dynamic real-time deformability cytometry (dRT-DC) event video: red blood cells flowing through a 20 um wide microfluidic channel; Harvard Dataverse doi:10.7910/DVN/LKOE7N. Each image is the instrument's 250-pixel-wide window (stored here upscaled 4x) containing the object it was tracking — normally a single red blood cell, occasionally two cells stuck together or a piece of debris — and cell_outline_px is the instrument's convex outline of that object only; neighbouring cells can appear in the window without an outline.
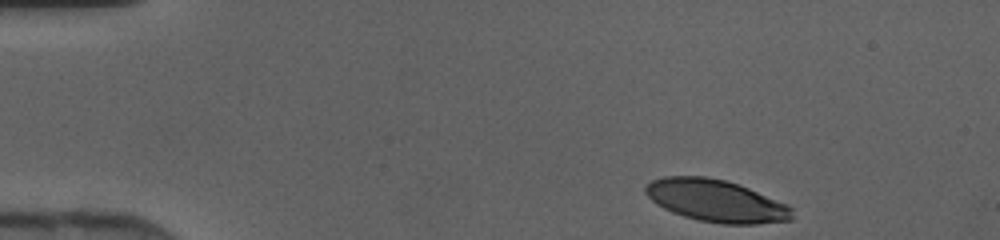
{"species": "human", "species_latin": "Homo sapiens", "temperature_condition": "cold", "stored_images_in_passage": 41, "camera_frame_rate_fps": 3000, "um_per_image_px": 0.085, "donor": {"sex": "female"}, "frame": {"image": 1, "passage_image": 1, "time_ms": 0.0, "image_size_px": [1000, 240], "cell_outline_px": [[792, 220], [756, 224], [724, 224], [696, 220], [672, 212], [656, 204], [644, 192], [644, 188], [652, 180], [664, 176], [704, 176], [728, 180], [788, 204], [792, 208]], "centroid_in_image_um": [60.86, 17.06], "position_along_channel_um": 24.1, "area_um2": 36.13}}
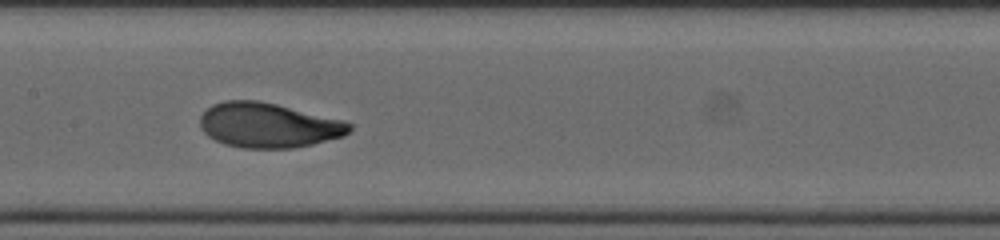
{"frame": {"image": 2, "passage_image": 18, "time_ms": 5.667, "image_size_px": [1000, 240], "cell_outline_px": [[352, 128], [344, 136], [312, 144], [292, 148], [244, 148], [224, 144], [208, 136], [200, 128], [200, 116], [212, 104], [224, 100], [256, 100], [276, 104], [340, 120], [352, 124]], "centroid_in_image_um": [22.77, 10.65], "position_along_channel_um": 184.6, "area_um2": 38.73}}
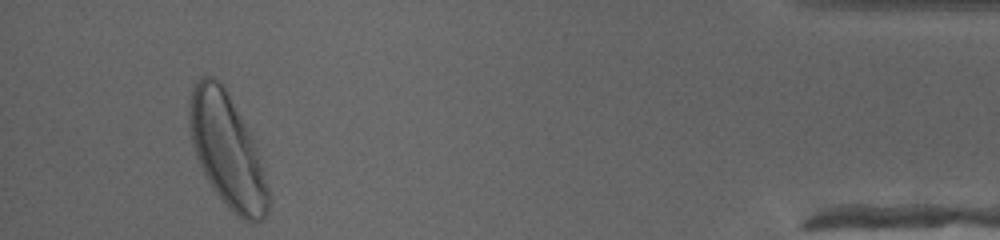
{"frame": {"image": 3, "passage_image": 38, "time_ms": 12.333, "image_size_px": [1000, 240], "cell_outline_px": [[268, 212], [264, 220], [252, 224], [248, 224], [228, 208], [216, 192], [208, 180], [196, 156], [192, 144], [188, 120], [188, 116], [192, 88], [200, 76], [212, 76], [224, 88], [252, 136], [268, 188]], "centroid_in_image_um": [19.3, 12.85], "position_along_channel_um": 415.9, "area_um2": 51.21}}